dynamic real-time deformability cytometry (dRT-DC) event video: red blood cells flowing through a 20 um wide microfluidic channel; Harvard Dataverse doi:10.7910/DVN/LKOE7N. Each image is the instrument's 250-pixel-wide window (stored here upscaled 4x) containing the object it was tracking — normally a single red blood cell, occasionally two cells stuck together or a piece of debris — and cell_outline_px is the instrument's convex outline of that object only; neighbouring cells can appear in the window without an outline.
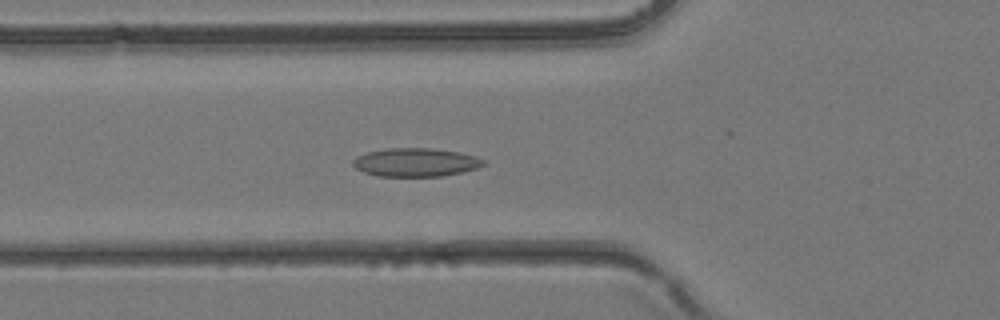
{"species": "common noctule bat (a hibernating species)", "species_latin": "Nyctalus noctula", "temperature_condition": "room temperature", "stored_images_in_passage": 39, "camera_frame_rate_fps": 3000, "um_per_image_px": 0.085, "animal": {"sex": "female", "body_mass_g": 24.6, "forearm_length_mm": 56.2}, "frame": {"image": 1, "passage_image": 14, "time_ms": 4.333, "image_size_px": [1000, 320], "cell_outline_px": [[484, 164], [476, 168], [464, 172], [440, 176], [380, 176], [364, 172], [356, 168], [352, 164], [352, 160], [356, 156], [368, 152], [388, 148], [432, 148], [460, 152], [476, 156], [484, 160]], "centroid_in_image_um": [35.33, 13.79], "position_along_channel_um": 90.5, "area_um2": 21.62}}
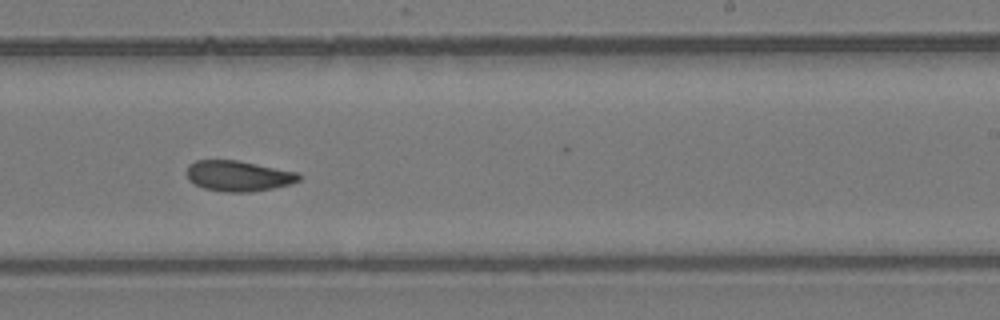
{"frame": {"image": 2, "passage_image": 24, "time_ms": 7.667, "image_size_px": [1000, 320], "cell_outline_px": [[300, 180], [288, 184], [272, 188], [252, 192], [224, 192], [204, 188], [188, 180], [188, 164], [196, 160], [236, 160], [296, 172], [300, 176]], "centroid_in_image_um": [20.23, 14.96], "position_along_channel_um": 268.8, "area_um2": 19.71}}
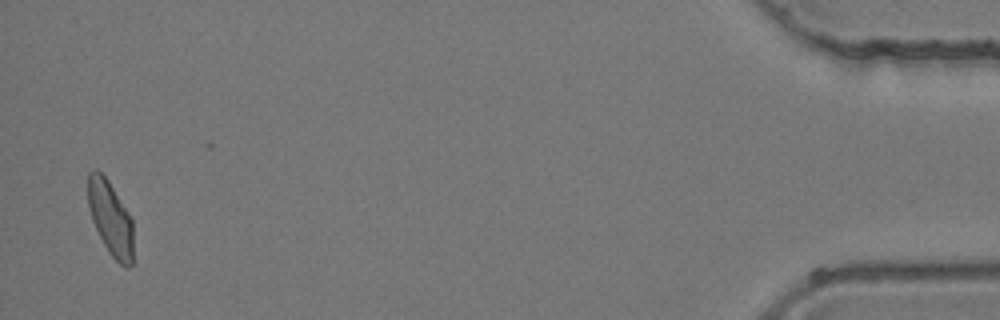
{"frame": {"image": 3, "passage_image": 38, "time_ms": 12.333, "image_size_px": [1000, 320], "cell_outline_px": [[132, 264], [128, 268], [124, 268], [108, 252], [92, 220], [88, 208], [88, 172], [96, 168], [108, 180], [128, 212], [132, 220]], "centroid_in_image_um": [9.38, 18.55], "position_along_channel_um": 425.8, "area_um2": 19.48}}